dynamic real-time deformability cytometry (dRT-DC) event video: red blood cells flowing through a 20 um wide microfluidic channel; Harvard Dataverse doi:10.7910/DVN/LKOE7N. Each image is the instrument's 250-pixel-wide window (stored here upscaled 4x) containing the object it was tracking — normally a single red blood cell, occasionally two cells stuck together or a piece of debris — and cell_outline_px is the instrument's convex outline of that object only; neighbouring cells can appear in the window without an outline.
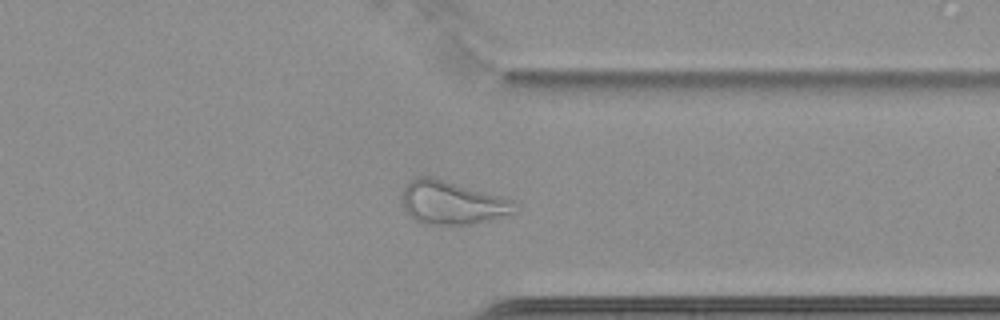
{"species": "common noctule bat (a hibernating species)", "species_latin": "Nyctalus noctula", "temperature_condition": "cold", "stored_images_in_passage": 66, "camera_frame_rate_fps": 3000, "um_per_image_px": 0.085, "animal": {"sex": "female", "body_mass_g": 22.7, "forearm_length_mm": 54.2}, "frame": {"image": 1, "passage_image": 53, "time_ms": 17.333, "image_size_px": [1000, 320], "cell_outline_px": [[512, 212], [472, 224], [420, 224], [408, 216], [404, 208], [404, 188], [412, 180], [420, 176], [432, 176], [512, 200]], "centroid_in_image_um": [38.32, 17.23], "position_along_channel_um": 373.1, "area_um2": 27.51}}
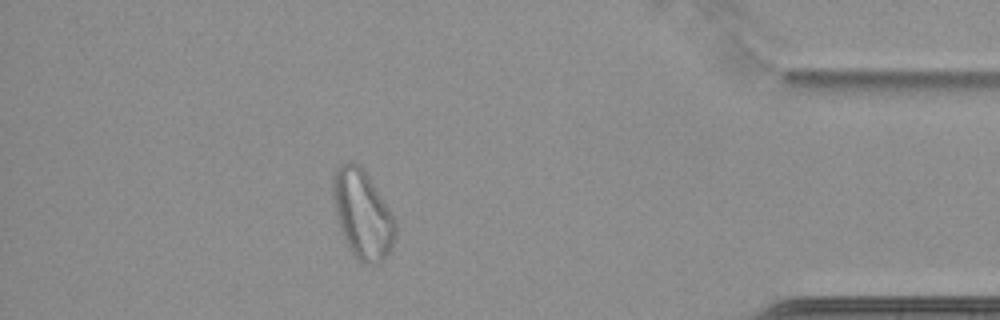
{"frame": {"image": 2, "passage_image": 59, "time_ms": 19.333, "image_size_px": [1000, 320], "cell_outline_px": [[396, 236], [392, 248], [380, 264], [360, 264], [348, 248], [344, 240], [336, 220], [332, 196], [332, 176], [336, 168], [344, 160], [352, 160], [360, 164], [376, 188], [396, 220]], "centroid_in_image_um": [30.78, 18.21], "position_along_channel_um": 404.4, "area_um2": 33.0}}